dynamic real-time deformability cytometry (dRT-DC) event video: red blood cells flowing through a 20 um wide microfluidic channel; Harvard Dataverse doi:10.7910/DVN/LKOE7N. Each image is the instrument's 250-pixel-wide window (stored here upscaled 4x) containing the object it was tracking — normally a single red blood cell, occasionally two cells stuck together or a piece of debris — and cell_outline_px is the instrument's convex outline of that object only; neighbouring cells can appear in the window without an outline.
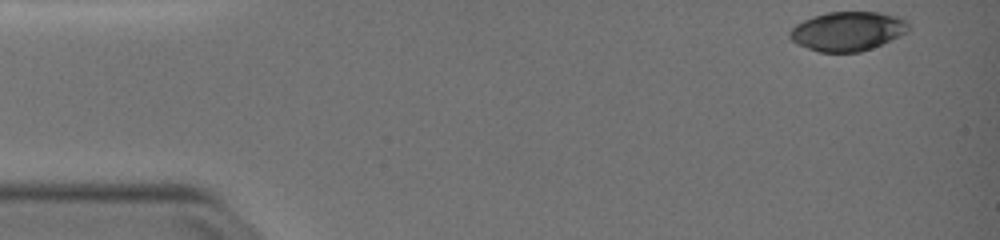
{"species": "common noctule bat (a hibernating species)", "species_latin": "Nyctalus noctula", "temperature_condition": "warm", "stored_images_in_passage": 46, "camera_frame_rate_fps": 3000, "um_per_image_px": 0.085, "animal": {"sex": "female", "body_mass_g": 19.0, "forearm_length_mm": 51.5}, "frame": {"image": 1, "passage_image": 1, "time_ms": 0.0, "image_size_px": [1000, 240], "cell_outline_px": [[908, 32], [872, 48], [860, 52], [820, 52], [796, 44], [788, 36], [788, 32], [796, 24], [812, 16], [828, 12], [880, 12], [904, 16], [908, 20]], "centroid_in_image_um": [72.07, 2.64], "position_along_channel_um": 12.9, "area_um2": 27.4}}
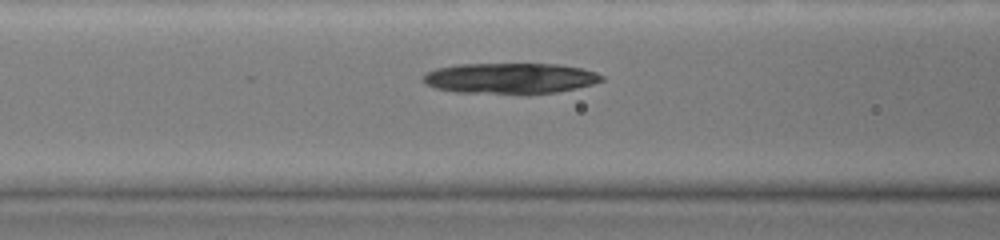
{"frame": {"image": 2, "passage_image": 19, "time_ms": 6.0, "image_size_px": [1000, 240], "cell_outline_px": [[604, 80], [592, 84], [576, 88], [556, 92], [456, 92], [436, 88], [424, 84], [420, 80], [420, 76], [424, 72], [436, 68], [460, 64], [560, 64], [580, 68], [596, 72], [604, 76]], "centroid_in_image_um": [43.3, 6.63], "position_along_channel_um": 123.3, "area_um2": 31.56}}
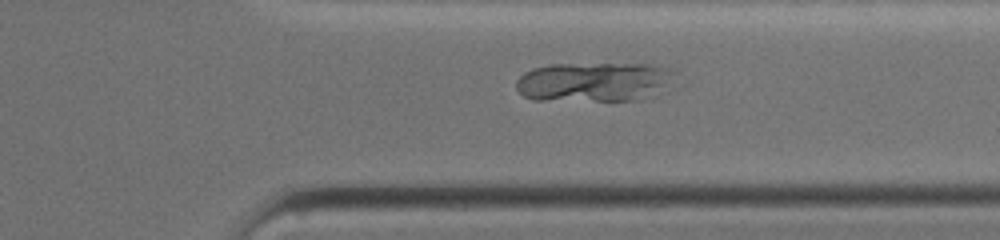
{"frame": {"image": 3, "passage_image": 38, "time_ms": 12.333, "image_size_px": [1000, 240], "cell_outline_px": [[676, 80], [656, 96], [636, 100], [532, 100], [524, 96], [516, 88], [516, 80], [524, 72], [532, 68], [548, 64], [652, 64], [676, 68]], "centroid_in_image_um": [50.59, 6.95], "position_along_channel_um": 360.8, "area_um2": 37.4}}